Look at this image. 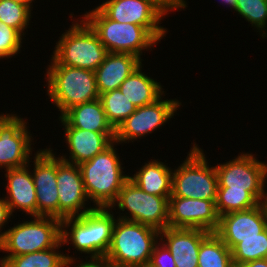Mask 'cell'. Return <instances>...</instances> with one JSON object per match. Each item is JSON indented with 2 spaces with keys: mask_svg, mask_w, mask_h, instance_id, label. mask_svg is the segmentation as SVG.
I'll list each match as a JSON object with an SVG mask.
<instances>
[{
  "mask_svg": "<svg viewBox=\"0 0 267 267\" xmlns=\"http://www.w3.org/2000/svg\"><path fill=\"white\" fill-rule=\"evenodd\" d=\"M109 210L110 208H95L81 216L64 218L61 221L62 244H68L70 240L74 249L91 254L90 258H104L111 245L116 221ZM68 227L69 231L65 230Z\"/></svg>",
  "mask_w": 267,
  "mask_h": 267,
  "instance_id": "6da1fadb",
  "label": "cell"
},
{
  "mask_svg": "<svg viewBox=\"0 0 267 267\" xmlns=\"http://www.w3.org/2000/svg\"><path fill=\"white\" fill-rule=\"evenodd\" d=\"M114 144L115 141L92 159L79 164L85 192L96 208H110L129 179L123 174Z\"/></svg>",
  "mask_w": 267,
  "mask_h": 267,
  "instance_id": "7a4b0ae2",
  "label": "cell"
},
{
  "mask_svg": "<svg viewBox=\"0 0 267 267\" xmlns=\"http://www.w3.org/2000/svg\"><path fill=\"white\" fill-rule=\"evenodd\" d=\"M47 68V94L62 116L71 107L100 98L94 71L59 65L53 58Z\"/></svg>",
  "mask_w": 267,
  "mask_h": 267,
  "instance_id": "3957f363",
  "label": "cell"
},
{
  "mask_svg": "<svg viewBox=\"0 0 267 267\" xmlns=\"http://www.w3.org/2000/svg\"><path fill=\"white\" fill-rule=\"evenodd\" d=\"M159 235L160 231L155 228L117 217L111 245L104 258L121 266L139 267L148 264Z\"/></svg>",
  "mask_w": 267,
  "mask_h": 267,
  "instance_id": "277c9868",
  "label": "cell"
},
{
  "mask_svg": "<svg viewBox=\"0 0 267 267\" xmlns=\"http://www.w3.org/2000/svg\"><path fill=\"white\" fill-rule=\"evenodd\" d=\"M99 37L108 52L128 53L141 59L142 50L158 40L143 26L109 19L98 7L82 17Z\"/></svg>",
  "mask_w": 267,
  "mask_h": 267,
  "instance_id": "5b68a950",
  "label": "cell"
},
{
  "mask_svg": "<svg viewBox=\"0 0 267 267\" xmlns=\"http://www.w3.org/2000/svg\"><path fill=\"white\" fill-rule=\"evenodd\" d=\"M108 54L99 37L82 18L56 43L52 58L59 64L95 71Z\"/></svg>",
  "mask_w": 267,
  "mask_h": 267,
  "instance_id": "8992f818",
  "label": "cell"
},
{
  "mask_svg": "<svg viewBox=\"0 0 267 267\" xmlns=\"http://www.w3.org/2000/svg\"><path fill=\"white\" fill-rule=\"evenodd\" d=\"M188 155L173 171L170 196L215 202L219 186L215 167H209L203 150L195 143Z\"/></svg>",
  "mask_w": 267,
  "mask_h": 267,
  "instance_id": "52a82bcc",
  "label": "cell"
},
{
  "mask_svg": "<svg viewBox=\"0 0 267 267\" xmlns=\"http://www.w3.org/2000/svg\"><path fill=\"white\" fill-rule=\"evenodd\" d=\"M5 231L0 251L10 252L5 257L19 256L55 247L61 241V220L35 216Z\"/></svg>",
  "mask_w": 267,
  "mask_h": 267,
  "instance_id": "ba28073f",
  "label": "cell"
},
{
  "mask_svg": "<svg viewBox=\"0 0 267 267\" xmlns=\"http://www.w3.org/2000/svg\"><path fill=\"white\" fill-rule=\"evenodd\" d=\"M130 213V216H120L119 219L141 223L159 231L168 227L169 197L148 194L128 179L119 191L113 205ZM130 217V218H129Z\"/></svg>",
  "mask_w": 267,
  "mask_h": 267,
  "instance_id": "9c48e42d",
  "label": "cell"
},
{
  "mask_svg": "<svg viewBox=\"0 0 267 267\" xmlns=\"http://www.w3.org/2000/svg\"><path fill=\"white\" fill-rule=\"evenodd\" d=\"M264 163L251 153H241L235 159L215 166L218 187H228V191H249L261 203L267 197L264 191L267 164Z\"/></svg>",
  "mask_w": 267,
  "mask_h": 267,
  "instance_id": "30bf717a",
  "label": "cell"
},
{
  "mask_svg": "<svg viewBox=\"0 0 267 267\" xmlns=\"http://www.w3.org/2000/svg\"><path fill=\"white\" fill-rule=\"evenodd\" d=\"M181 102L178 100H162V96L155 102L137 107L115 130V142L127 143L155 131L170 120L178 110Z\"/></svg>",
  "mask_w": 267,
  "mask_h": 267,
  "instance_id": "8fae6325",
  "label": "cell"
},
{
  "mask_svg": "<svg viewBox=\"0 0 267 267\" xmlns=\"http://www.w3.org/2000/svg\"><path fill=\"white\" fill-rule=\"evenodd\" d=\"M98 8L111 20L145 27L158 41L166 35L159 26L166 14L151 0H107Z\"/></svg>",
  "mask_w": 267,
  "mask_h": 267,
  "instance_id": "7c38bea8",
  "label": "cell"
},
{
  "mask_svg": "<svg viewBox=\"0 0 267 267\" xmlns=\"http://www.w3.org/2000/svg\"><path fill=\"white\" fill-rule=\"evenodd\" d=\"M26 124L16 114H0L1 168L13 169L29 165L32 140Z\"/></svg>",
  "mask_w": 267,
  "mask_h": 267,
  "instance_id": "4fadbf2b",
  "label": "cell"
},
{
  "mask_svg": "<svg viewBox=\"0 0 267 267\" xmlns=\"http://www.w3.org/2000/svg\"><path fill=\"white\" fill-rule=\"evenodd\" d=\"M219 218L215 202L212 200L169 197L168 227L216 232Z\"/></svg>",
  "mask_w": 267,
  "mask_h": 267,
  "instance_id": "5bb4252c",
  "label": "cell"
},
{
  "mask_svg": "<svg viewBox=\"0 0 267 267\" xmlns=\"http://www.w3.org/2000/svg\"><path fill=\"white\" fill-rule=\"evenodd\" d=\"M50 149L46 148L35 154L32 178L37 198V216L59 219L57 157Z\"/></svg>",
  "mask_w": 267,
  "mask_h": 267,
  "instance_id": "9a60e30c",
  "label": "cell"
},
{
  "mask_svg": "<svg viewBox=\"0 0 267 267\" xmlns=\"http://www.w3.org/2000/svg\"><path fill=\"white\" fill-rule=\"evenodd\" d=\"M56 182L59 197V219L61 221L64 218L81 216L96 208L85 207V201H88V197L79 165L65 162L57 157Z\"/></svg>",
  "mask_w": 267,
  "mask_h": 267,
  "instance_id": "2e32d148",
  "label": "cell"
},
{
  "mask_svg": "<svg viewBox=\"0 0 267 267\" xmlns=\"http://www.w3.org/2000/svg\"><path fill=\"white\" fill-rule=\"evenodd\" d=\"M267 228L262 204L243 211L221 215L216 234L231 250L240 239L257 238Z\"/></svg>",
  "mask_w": 267,
  "mask_h": 267,
  "instance_id": "e0dca14e",
  "label": "cell"
},
{
  "mask_svg": "<svg viewBox=\"0 0 267 267\" xmlns=\"http://www.w3.org/2000/svg\"><path fill=\"white\" fill-rule=\"evenodd\" d=\"M59 118L61 124L63 123V128H65V140L70 151L69 159L65 158V156H60L65 162L79 165L92 159L115 141V133H100L72 128L61 116Z\"/></svg>",
  "mask_w": 267,
  "mask_h": 267,
  "instance_id": "ac0fdd59",
  "label": "cell"
},
{
  "mask_svg": "<svg viewBox=\"0 0 267 267\" xmlns=\"http://www.w3.org/2000/svg\"><path fill=\"white\" fill-rule=\"evenodd\" d=\"M209 233L201 229L167 227L160 231L159 240L166 241L163 244L170 250L176 267H198L201 241Z\"/></svg>",
  "mask_w": 267,
  "mask_h": 267,
  "instance_id": "d6986e66",
  "label": "cell"
},
{
  "mask_svg": "<svg viewBox=\"0 0 267 267\" xmlns=\"http://www.w3.org/2000/svg\"><path fill=\"white\" fill-rule=\"evenodd\" d=\"M142 59L128 53L108 52L94 71L99 94L119 89L125 79L140 65Z\"/></svg>",
  "mask_w": 267,
  "mask_h": 267,
  "instance_id": "ffe728a7",
  "label": "cell"
},
{
  "mask_svg": "<svg viewBox=\"0 0 267 267\" xmlns=\"http://www.w3.org/2000/svg\"><path fill=\"white\" fill-rule=\"evenodd\" d=\"M28 165L20 168L6 169L5 177L7 178V197L6 200L11 214L14 209H20L30 214L32 217L37 216V198L35 185L32 178V172Z\"/></svg>",
  "mask_w": 267,
  "mask_h": 267,
  "instance_id": "44dd1931",
  "label": "cell"
},
{
  "mask_svg": "<svg viewBox=\"0 0 267 267\" xmlns=\"http://www.w3.org/2000/svg\"><path fill=\"white\" fill-rule=\"evenodd\" d=\"M72 128L100 133H115L100 98L75 105L61 116Z\"/></svg>",
  "mask_w": 267,
  "mask_h": 267,
  "instance_id": "7402d4cb",
  "label": "cell"
},
{
  "mask_svg": "<svg viewBox=\"0 0 267 267\" xmlns=\"http://www.w3.org/2000/svg\"><path fill=\"white\" fill-rule=\"evenodd\" d=\"M163 162L152 160L140 168L129 179L148 194L170 197L172 194V172Z\"/></svg>",
  "mask_w": 267,
  "mask_h": 267,
  "instance_id": "603a6c76",
  "label": "cell"
},
{
  "mask_svg": "<svg viewBox=\"0 0 267 267\" xmlns=\"http://www.w3.org/2000/svg\"><path fill=\"white\" fill-rule=\"evenodd\" d=\"M141 69L142 64L119 87L125 97L136 107L151 104L164 94L160 83L148 77Z\"/></svg>",
  "mask_w": 267,
  "mask_h": 267,
  "instance_id": "cb8c5ba5",
  "label": "cell"
},
{
  "mask_svg": "<svg viewBox=\"0 0 267 267\" xmlns=\"http://www.w3.org/2000/svg\"><path fill=\"white\" fill-rule=\"evenodd\" d=\"M62 241H60L55 247L37 251L33 253H27L13 257H3L0 260L1 267H69L74 264V257H70L66 254H61L56 251L61 248Z\"/></svg>",
  "mask_w": 267,
  "mask_h": 267,
  "instance_id": "d4e9b609",
  "label": "cell"
},
{
  "mask_svg": "<svg viewBox=\"0 0 267 267\" xmlns=\"http://www.w3.org/2000/svg\"><path fill=\"white\" fill-rule=\"evenodd\" d=\"M198 267H235L231 250L215 232L201 241Z\"/></svg>",
  "mask_w": 267,
  "mask_h": 267,
  "instance_id": "484cf974",
  "label": "cell"
},
{
  "mask_svg": "<svg viewBox=\"0 0 267 267\" xmlns=\"http://www.w3.org/2000/svg\"><path fill=\"white\" fill-rule=\"evenodd\" d=\"M100 100L103 104L106 117L115 130L137 108L125 97L120 89L101 94Z\"/></svg>",
  "mask_w": 267,
  "mask_h": 267,
  "instance_id": "4316f807",
  "label": "cell"
},
{
  "mask_svg": "<svg viewBox=\"0 0 267 267\" xmlns=\"http://www.w3.org/2000/svg\"><path fill=\"white\" fill-rule=\"evenodd\" d=\"M259 204L249 191H228V187H218L215 206L219 216L248 210Z\"/></svg>",
  "mask_w": 267,
  "mask_h": 267,
  "instance_id": "83f0119b",
  "label": "cell"
},
{
  "mask_svg": "<svg viewBox=\"0 0 267 267\" xmlns=\"http://www.w3.org/2000/svg\"><path fill=\"white\" fill-rule=\"evenodd\" d=\"M231 254L235 267L259 259L267 258V228L258 234L257 238L240 239L232 249Z\"/></svg>",
  "mask_w": 267,
  "mask_h": 267,
  "instance_id": "f1b7e54d",
  "label": "cell"
},
{
  "mask_svg": "<svg viewBox=\"0 0 267 267\" xmlns=\"http://www.w3.org/2000/svg\"><path fill=\"white\" fill-rule=\"evenodd\" d=\"M31 10L29 6L13 0H0V22L16 29L24 36V29L29 25Z\"/></svg>",
  "mask_w": 267,
  "mask_h": 267,
  "instance_id": "f546056e",
  "label": "cell"
},
{
  "mask_svg": "<svg viewBox=\"0 0 267 267\" xmlns=\"http://www.w3.org/2000/svg\"><path fill=\"white\" fill-rule=\"evenodd\" d=\"M235 11L260 30L263 38L267 37V0H237Z\"/></svg>",
  "mask_w": 267,
  "mask_h": 267,
  "instance_id": "4dcf8cb0",
  "label": "cell"
},
{
  "mask_svg": "<svg viewBox=\"0 0 267 267\" xmlns=\"http://www.w3.org/2000/svg\"><path fill=\"white\" fill-rule=\"evenodd\" d=\"M22 35L14 28L0 22V58L12 57L20 51Z\"/></svg>",
  "mask_w": 267,
  "mask_h": 267,
  "instance_id": "1f68e13d",
  "label": "cell"
},
{
  "mask_svg": "<svg viewBox=\"0 0 267 267\" xmlns=\"http://www.w3.org/2000/svg\"><path fill=\"white\" fill-rule=\"evenodd\" d=\"M160 246V247H159ZM149 264L153 267H176L170 250L164 244L156 243Z\"/></svg>",
  "mask_w": 267,
  "mask_h": 267,
  "instance_id": "d6a6232c",
  "label": "cell"
},
{
  "mask_svg": "<svg viewBox=\"0 0 267 267\" xmlns=\"http://www.w3.org/2000/svg\"><path fill=\"white\" fill-rule=\"evenodd\" d=\"M158 6L165 14L173 9L186 8V1L184 0H151Z\"/></svg>",
  "mask_w": 267,
  "mask_h": 267,
  "instance_id": "836d02e7",
  "label": "cell"
},
{
  "mask_svg": "<svg viewBox=\"0 0 267 267\" xmlns=\"http://www.w3.org/2000/svg\"><path fill=\"white\" fill-rule=\"evenodd\" d=\"M12 214L10 208L4 198L0 199V230L4 224L11 218ZM5 232L0 231V244L3 240Z\"/></svg>",
  "mask_w": 267,
  "mask_h": 267,
  "instance_id": "e575fe53",
  "label": "cell"
},
{
  "mask_svg": "<svg viewBox=\"0 0 267 267\" xmlns=\"http://www.w3.org/2000/svg\"><path fill=\"white\" fill-rule=\"evenodd\" d=\"M74 267H106L105 258H90L88 262H82L81 264L74 265Z\"/></svg>",
  "mask_w": 267,
  "mask_h": 267,
  "instance_id": "d590c367",
  "label": "cell"
},
{
  "mask_svg": "<svg viewBox=\"0 0 267 267\" xmlns=\"http://www.w3.org/2000/svg\"><path fill=\"white\" fill-rule=\"evenodd\" d=\"M239 267H267V258L249 261Z\"/></svg>",
  "mask_w": 267,
  "mask_h": 267,
  "instance_id": "8d00e7d4",
  "label": "cell"
},
{
  "mask_svg": "<svg viewBox=\"0 0 267 267\" xmlns=\"http://www.w3.org/2000/svg\"><path fill=\"white\" fill-rule=\"evenodd\" d=\"M222 1H223L226 5H229V7L231 6V8L235 10L237 0H222Z\"/></svg>",
  "mask_w": 267,
  "mask_h": 267,
  "instance_id": "74e56055",
  "label": "cell"
},
{
  "mask_svg": "<svg viewBox=\"0 0 267 267\" xmlns=\"http://www.w3.org/2000/svg\"><path fill=\"white\" fill-rule=\"evenodd\" d=\"M13 1L24 4V5L29 6L31 8L33 0H13Z\"/></svg>",
  "mask_w": 267,
  "mask_h": 267,
  "instance_id": "f35d334b",
  "label": "cell"
},
{
  "mask_svg": "<svg viewBox=\"0 0 267 267\" xmlns=\"http://www.w3.org/2000/svg\"><path fill=\"white\" fill-rule=\"evenodd\" d=\"M262 207L264 209L265 215H266V220H267V197L261 202Z\"/></svg>",
  "mask_w": 267,
  "mask_h": 267,
  "instance_id": "ab89813d",
  "label": "cell"
},
{
  "mask_svg": "<svg viewBox=\"0 0 267 267\" xmlns=\"http://www.w3.org/2000/svg\"><path fill=\"white\" fill-rule=\"evenodd\" d=\"M106 267H129V266L115 265L106 260Z\"/></svg>",
  "mask_w": 267,
  "mask_h": 267,
  "instance_id": "60d3db41",
  "label": "cell"
},
{
  "mask_svg": "<svg viewBox=\"0 0 267 267\" xmlns=\"http://www.w3.org/2000/svg\"><path fill=\"white\" fill-rule=\"evenodd\" d=\"M139 267H153L151 264H145V265H142V266H139Z\"/></svg>",
  "mask_w": 267,
  "mask_h": 267,
  "instance_id": "b9f144b4",
  "label": "cell"
}]
</instances>
